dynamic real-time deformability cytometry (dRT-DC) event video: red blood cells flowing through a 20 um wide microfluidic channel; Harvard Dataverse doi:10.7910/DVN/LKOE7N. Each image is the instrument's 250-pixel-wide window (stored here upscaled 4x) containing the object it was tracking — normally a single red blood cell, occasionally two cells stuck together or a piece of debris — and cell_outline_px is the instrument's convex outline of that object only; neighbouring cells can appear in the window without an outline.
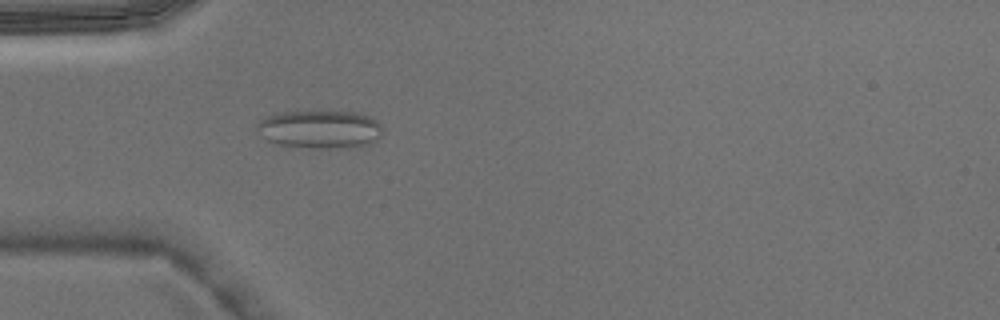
{"species": "Egyptian fruit bat (a non-hibernating species)", "species_latin": "Rousettus aegyptiacus", "temperature_condition": "warm", "stored_images_in_passage": 3, "camera_frame_rate_fps": 3000, "um_per_image_px": 0.085, "animal": {"sex": "male"}, "frame": {"image": 1, "passage_image": 3, "time_ms": 0.667, "image_size_px": [1000, 320], "cell_outline_px": [[380, 136], [372, 144], [352, 148], [288, 148], [268, 140], [256, 128], [256, 124], [264, 116], [280, 112], [356, 112], [372, 116], [380, 124]], "centroid_in_image_um": [27.19, 11.01], "position_along_channel_um": 57.8, "area_um2": 28.32}}